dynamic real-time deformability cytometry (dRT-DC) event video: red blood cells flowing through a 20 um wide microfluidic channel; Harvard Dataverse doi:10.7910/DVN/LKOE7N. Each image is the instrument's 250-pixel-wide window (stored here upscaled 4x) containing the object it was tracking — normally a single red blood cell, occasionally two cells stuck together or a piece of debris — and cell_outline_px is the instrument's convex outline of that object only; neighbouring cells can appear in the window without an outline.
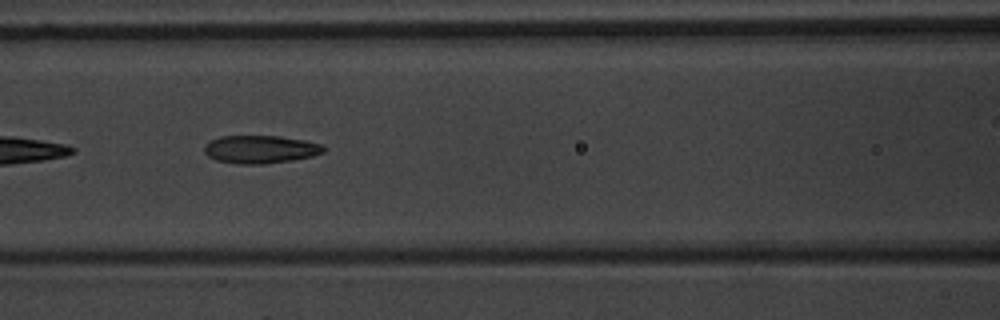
{"species": "common noctule bat (a hibernating species)", "species_latin": "Nyctalus noctula", "temperature_condition": "warm", "stored_images_in_passage": 8, "camera_frame_rate_fps": 3000, "um_per_image_px": 0.085, "animal": {"sex": "male", "body_mass_g": 20.1, "forearm_length_mm": 53.5}, "frame": {"image": 1, "passage_image": 7, "time_ms": 8.0, "image_size_px": [1000, 320], "cell_outline_px": [[328, 148], [324, 152], [312, 156], [292, 160], [264, 164], [236, 164], [216, 160], [208, 156], [204, 152], [204, 144], [208, 140], [220, 136], [280, 136], [304, 140], [320, 144]], "centroid_in_image_um": [22.11, 12.69], "position_along_channel_um": 144.5, "area_um2": 19.65}}
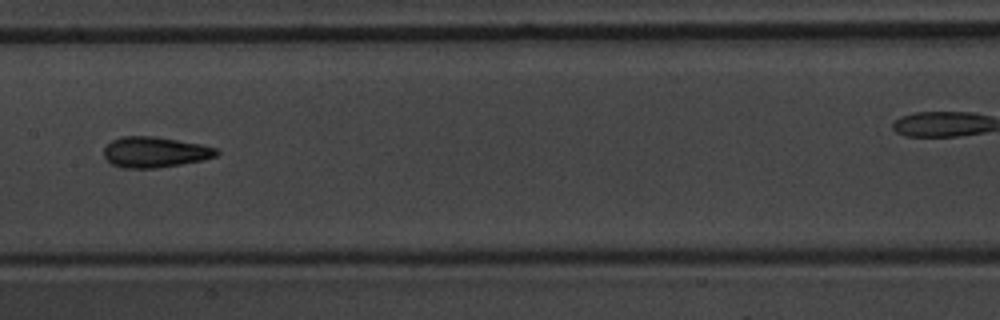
{"frame": {"image": 2, "passage_image": 8, "time_ms": 9.333, "image_size_px": [1000, 320], "cell_outline_px": [[220, 152], [216, 156], [204, 160], [156, 168], [124, 168], [112, 164], [104, 156], [104, 148], [112, 140], [120, 136], [152, 136], [200, 144], [216, 148]], "centroid_in_image_um": [13.16, 12.93], "position_along_channel_um": 194.2, "area_um2": 20.0}}